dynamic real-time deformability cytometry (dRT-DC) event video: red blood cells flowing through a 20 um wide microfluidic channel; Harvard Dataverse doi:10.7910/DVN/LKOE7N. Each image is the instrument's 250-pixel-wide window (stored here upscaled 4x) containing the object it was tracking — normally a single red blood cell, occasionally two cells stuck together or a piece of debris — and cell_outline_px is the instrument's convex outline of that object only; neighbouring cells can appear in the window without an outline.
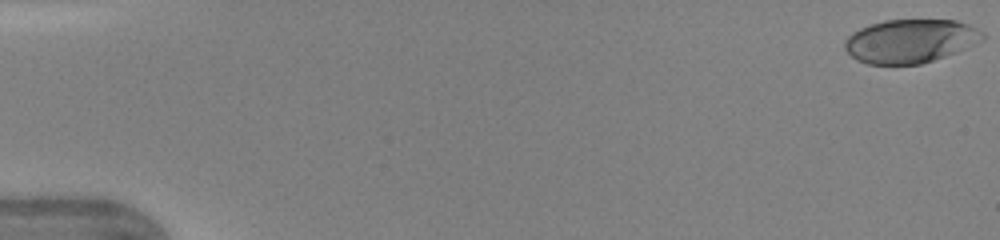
{"species": "human", "species_latin": "Homo sapiens", "temperature_condition": "warm", "stored_images_in_passage": 47, "camera_frame_rate_fps": 3000, "um_per_image_px": 0.085, "donor": {"sex": "female"}, "frame": {"image": 1, "passage_image": 1, "time_ms": 0.0, "image_size_px": [1000, 240], "cell_outline_px": [[984, 40], [944, 56], [920, 64], [868, 64], [856, 60], [844, 48], [844, 44], [848, 36], [852, 32], [860, 28], [884, 20], [956, 20], [968, 24], [984, 32]], "centroid_in_image_um": [77.37, 3.48], "position_along_channel_um": 7.6, "area_um2": 34.8}}
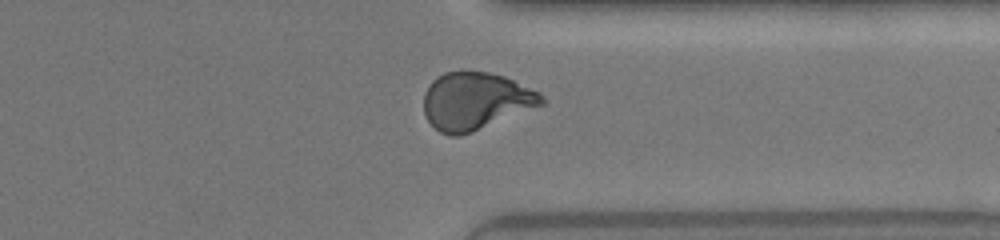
{"frame": {"image": 2, "passage_image": 37, "time_ms": 12.0, "image_size_px": [1000, 240], "cell_outline_px": [[544, 104], [472, 132], [460, 136], [452, 136], [440, 132], [428, 120], [424, 112], [424, 92], [432, 80], [444, 72], [488, 72], [504, 76], [540, 92], [544, 96]], "centroid_in_image_um": [40.42, 8.59], "position_along_channel_um": 371.0, "area_um2": 39.19}}
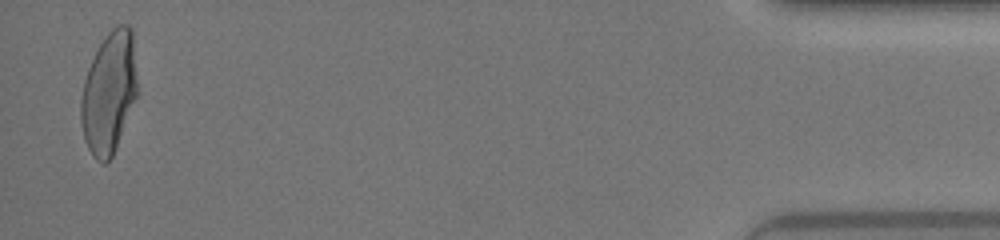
{"frame": {"image": 3, "passage_image": 46, "time_ms": 15.0, "image_size_px": [1000, 240], "cell_outline_px": [[136, 96], [112, 156], [104, 164], [96, 160], [92, 156], [84, 140], [80, 120], [80, 100], [84, 80], [88, 68], [104, 36], [116, 24], [128, 24], [132, 28], [136, 80]], "centroid_in_image_um": [9.23, 7.86], "position_along_channel_um": 426.0, "area_um2": 39.59}, "authors_computed_cell_mechanics": {"area_um2": 38.437, "velocity_mm_per_s": 4.3832, "shape_relaxation_time_tau1_ms": 3.3496, "shape_relaxation_time_tau2_ms": 0.5844, "deformation_change_tau1": 0.1924, "deformation_change_tau2": 0.0638}}